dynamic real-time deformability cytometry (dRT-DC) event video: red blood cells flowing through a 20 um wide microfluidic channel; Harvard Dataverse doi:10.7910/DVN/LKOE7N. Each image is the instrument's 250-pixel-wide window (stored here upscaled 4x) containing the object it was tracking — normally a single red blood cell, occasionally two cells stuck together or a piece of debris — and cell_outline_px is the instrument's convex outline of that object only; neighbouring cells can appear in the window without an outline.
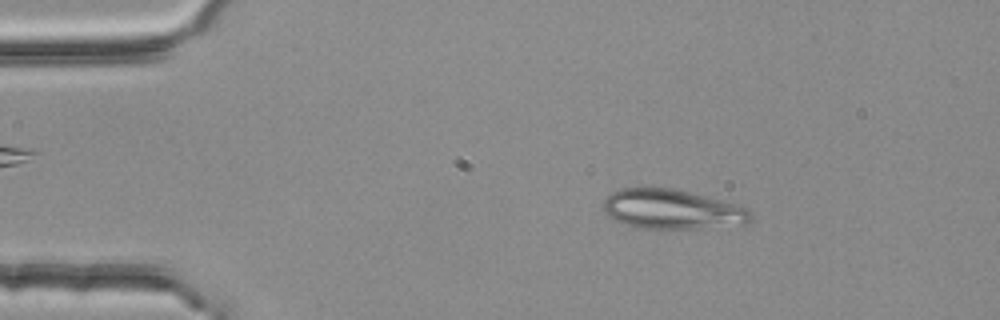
{"species": "common noctule bat (a hibernating species)", "species_latin": "Nyctalus noctula", "temperature_condition": "room temperature", "stored_images_in_passage": 5, "camera_frame_rate_fps": 3000, "um_per_image_px": 0.085, "animal": {"sex": "female", "body_mass_g": 25.1}, "frame": {"image": 1, "passage_image": 2, "time_ms": 0.333, "image_size_px": [1000, 320], "cell_outline_px": [[752, 216], [748, 224], [708, 228], [636, 228], [624, 224], [608, 216], [604, 212], [604, 200], [612, 192], [620, 188], [672, 188], [720, 200], [744, 208]], "centroid_in_image_um": [57.08, 17.8], "position_along_channel_um": 27.9, "area_um2": 33.64}}